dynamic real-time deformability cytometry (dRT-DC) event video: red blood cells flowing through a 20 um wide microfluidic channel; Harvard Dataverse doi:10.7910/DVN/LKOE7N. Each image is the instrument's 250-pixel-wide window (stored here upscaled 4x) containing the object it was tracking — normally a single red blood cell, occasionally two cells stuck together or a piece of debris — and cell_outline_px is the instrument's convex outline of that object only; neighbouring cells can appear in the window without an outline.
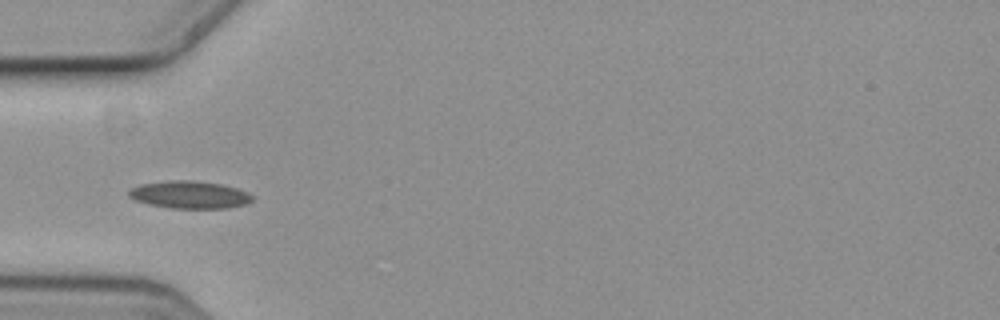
{"species": "common noctule bat (a hibernating species)", "species_latin": "Nyctalus noctula", "temperature_condition": "cold", "stored_images_in_passage": 6, "camera_frame_rate_fps": 3000, "um_per_image_px": 0.085, "animal": {"sex": "female", "body_mass_g": 19.3, "forearm_length_mm": 54.1}, "frame": {"image": 1, "passage_image": 5, "time_ms": 1.333, "image_size_px": [1000, 320], "cell_outline_px": [[256, 196], [252, 200], [244, 204], [228, 208], [172, 208], [148, 204], [136, 200], [128, 196], [128, 192], [132, 188], [140, 184], [168, 180], [192, 180], [220, 184], [236, 188], [248, 192]], "centroid_in_image_um": [16.12, 16.55], "position_along_channel_um": 68.9, "area_um2": 19.77}}
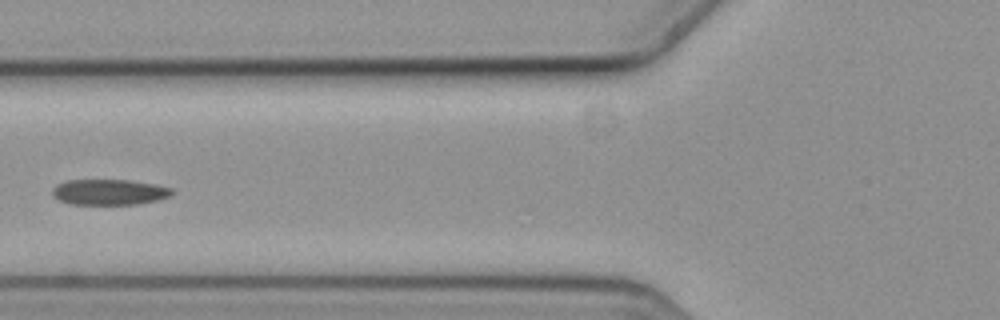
{"frame": {"image": 2, "passage_image": 6, "time_ms": 1.667, "image_size_px": [1000, 320], "cell_outline_px": [[172, 196], [156, 200], [136, 204], [72, 204], [60, 200], [52, 196], [52, 188], [56, 184], [68, 180], [128, 180], [156, 184], [172, 188]], "centroid_in_image_um": [9.28, 16.32], "position_along_channel_um": 116.5, "area_um2": 17.86}}